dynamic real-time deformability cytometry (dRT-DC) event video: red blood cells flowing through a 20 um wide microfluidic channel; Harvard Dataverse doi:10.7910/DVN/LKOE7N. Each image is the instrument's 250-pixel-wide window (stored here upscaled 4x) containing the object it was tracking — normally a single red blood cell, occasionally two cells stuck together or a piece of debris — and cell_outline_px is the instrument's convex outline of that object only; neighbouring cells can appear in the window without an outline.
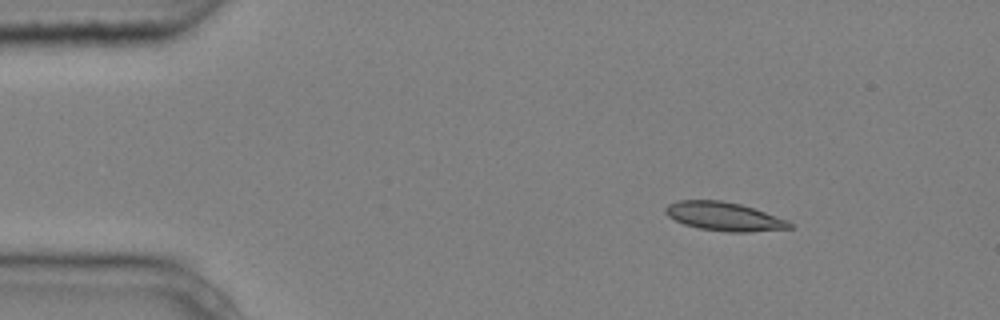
{"species": "common noctule bat (a hibernating species)", "species_latin": "Nyctalus noctula", "temperature_condition": "cold", "stored_images_in_passage": 3, "camera_frame_rate_fps": 3000, "um_per_image_px": 0.085, "animal": {"sex": "male", "body_mass_g": 20.4}, "frame": {"image": 1, "passage_image": 1, "time_ms": 0.0, "image_size_px": [1000, 320], "cell_outline_px": [[792, 228], [748, 232], [728, 232], [700, 228], [684, 224], [668, 216], [664, 212], [664, 208], [668, 204], [676, 200], [720, 200], [740, 204], [788, 220], [792, 224]], "centroid_in_image_um": [61.52, 18.39], "position_along_channel_um": 23.5, "area_um2": 20.58}}
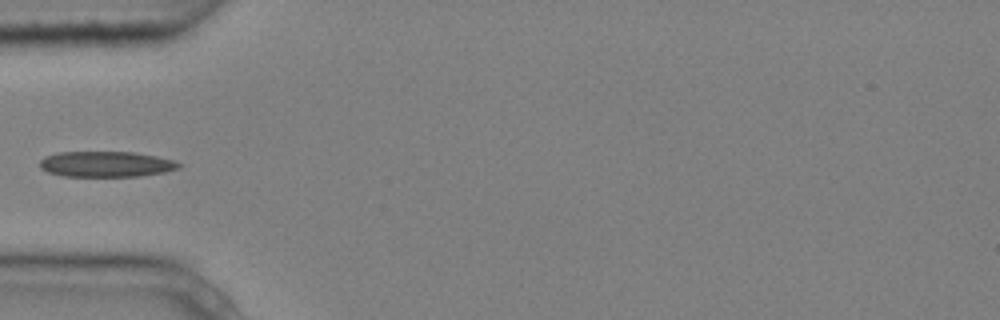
{"frame": {"image": 2, "passage_image": 3, "time_ms": 0.667, "image_size_px": [1000, 320], "cell_outline_px": [[180, 168], [164, 172], [140, 176], [64, 176], [48, 172], [40, 168], [40, 160], [44, 156], [56, 152], [132, 152], [156, 156], [172, 160], [180, 164]], "centroid_in_image_um": [8.98, 13.95], "position_along_channel_um": 76.0, "area_um2": 20.69}}